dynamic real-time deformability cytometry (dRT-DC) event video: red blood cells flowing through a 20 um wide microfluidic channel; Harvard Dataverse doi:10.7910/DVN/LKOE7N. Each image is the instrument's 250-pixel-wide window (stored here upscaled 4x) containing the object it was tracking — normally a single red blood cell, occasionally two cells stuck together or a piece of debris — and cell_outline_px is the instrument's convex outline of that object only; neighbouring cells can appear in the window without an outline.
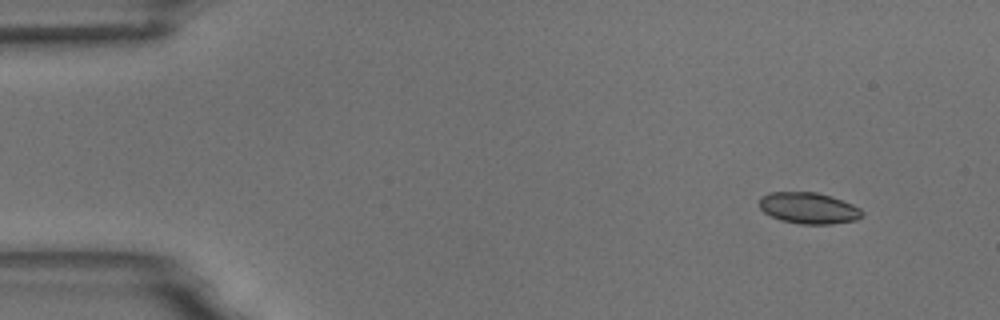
{"species": "common noctule bat (a hibernating species)", "species_latin": "Nyctalus noctula", "temperature_condition": "room temperature", "stored_images_in_passage": 8, "camera_frame_rate_fps": 3000, "um_per_image_px": 0.085, "animal": {"sex": "male", "body_mass_g": 18.8}, "frame": {"image": 1, "passage_image": 1, "time_ms": 0.0, "image_size_px": [1000, 320], "cell_outline_px": [[864, 216], [856, 220], [832, 224], [800, 224], [780, 220], [764, 212], [760, 208], [760, 196], [772, 192], [816, 192], [832, 196], [852, 204], [860, 208], [864, 212]], "centroid_in_image_um": [68.76, 17.69], "position_along_channel_um": 16.2, "area_um2": 18.84}}
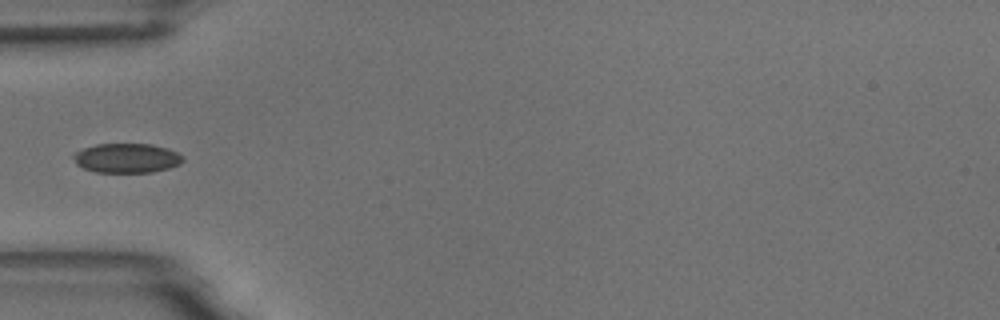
{"frame": {"image": 2, "passage_image": 4, "time_ms": 4.333, "image_size_px": [1000, 320], "cell_outline_px": [[184, 160], [180, 164], [168, 168], [152, 172], [96, 172], [84, 168], [76, 164], [72, 156], [76, 152], [84, 148], [96, 144], [152, 144], [168, 148], [184, 156]], "centroid_in_image_um": [10.79, 13.43], "position_along_channel_um": 74.2, "area_um2": 18.79}}
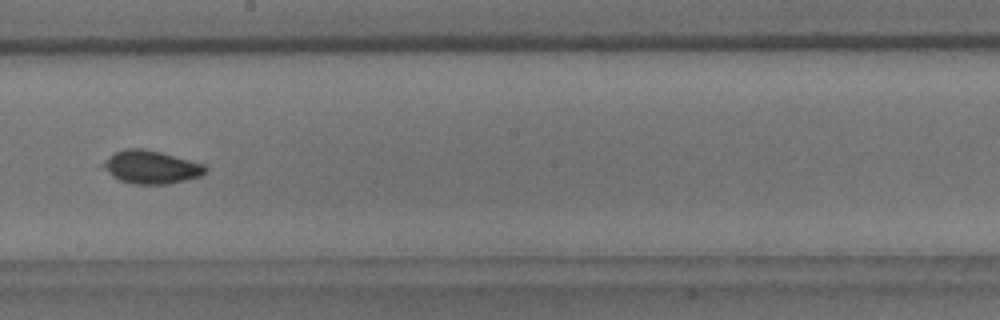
{"frame": {"image": 3, "passage_image": 8, "time_ms": 8.667, "image_size_px": [1000, 320], "cell_outline_px": [[208, 168], [200, 176], [168, 184], [136, 184], [120, 180], [112, 176], [100, 164], [116, 152], [124, 148], [144, 148], [160, 152], [204, 164]], "centroid_in_image_um": [12.83, 14.2], "position_along_channel_um": 235.4, "area_um2": 19.48}}